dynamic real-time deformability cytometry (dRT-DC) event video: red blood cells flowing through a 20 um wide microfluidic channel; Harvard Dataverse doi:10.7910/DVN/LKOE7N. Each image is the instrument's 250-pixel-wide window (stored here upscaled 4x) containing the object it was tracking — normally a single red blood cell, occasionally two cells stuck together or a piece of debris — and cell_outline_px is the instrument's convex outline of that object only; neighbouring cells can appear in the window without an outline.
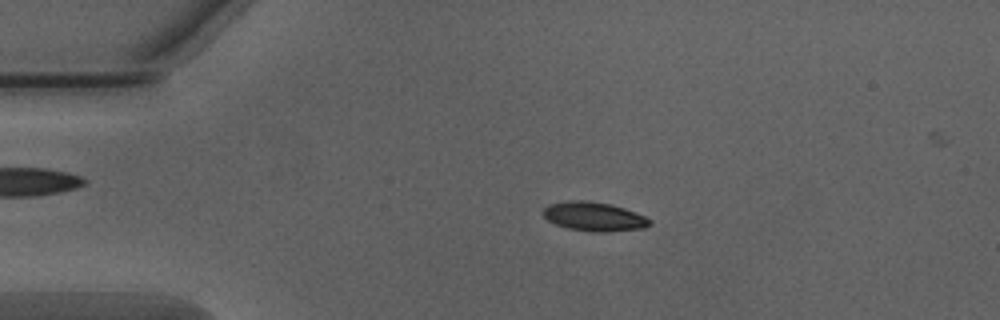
{"species": "Egyptian fruit bat (a non-hibernating species)", "species_latin": "Rousettus aegyptiacus", "temperature_condition": "warm", "stored_images_in_passage": 49, "camera_frame_rate_fps": 3000, "um_per_image_px": 0.085, "animal": {"sex": "male"}, "frame": {"image": 1, "passage_image": 11, "time_ms": 3.333, "image_size_px": [1000, 320], "cell_outline_px": [[652, 224], [644, 228], [604, 232], [596, 232], [568, 228], [556, 224], [548, 220], [540, 212], [548, 204], [568, 200], [588, 200], [612, 204], [636, 212], [652, 220]], "centroid_in_image_um": [50.49, 18.39], "position_along_channel_um": 34.5, "area_um2": 18.21}}
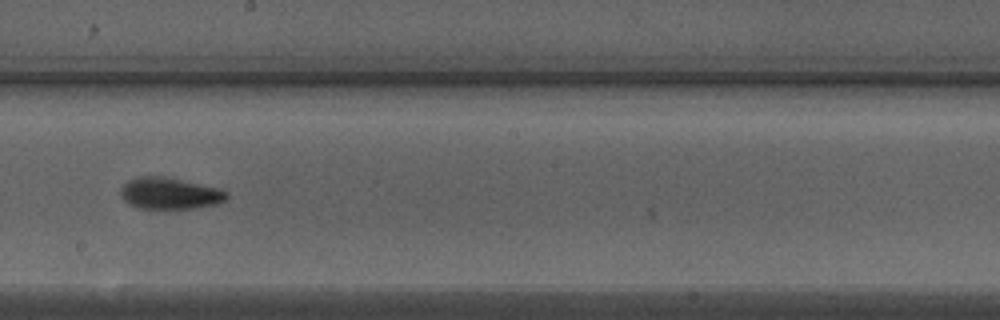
{"frame": {"image": 2, "passage_image": 29, "time_ms": 9.333, "image_size_px": [1000, 320], "cell_outline_px": [[228, 196], [224, 200], [216, 204], [196, 208], [140, 208], [128, 204], [120, 196], [120, 188], [128, 180], [136, 176], [160, 176], [220, 188], [228, 192]], "centroid_in_image_um": [14.39, 16.43], "position_along_channel_um": 233.8, "area_um2": 19.42}}
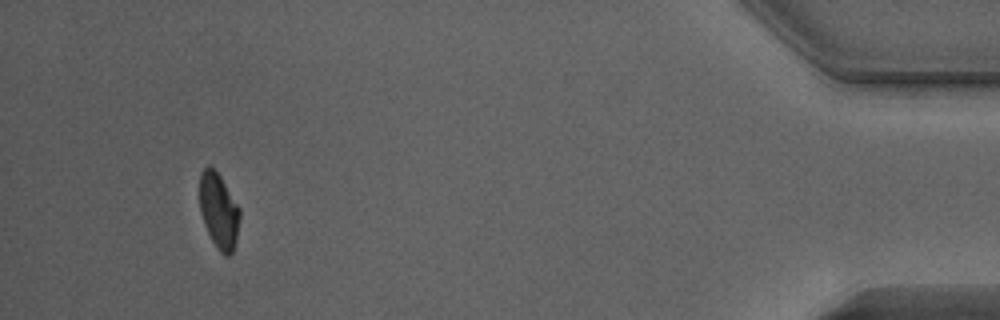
{"frame": {"image": 3, "passage_image": 48, "time_ms": 15.667, "image_size_px": [1000, 320], "cell_outline_px": [[240, 216], [236, 240], [232, 252], [228, 256], [224, 256], [216, 248], [204, 224], [200, 212], [200, 172], [208, 164], [220, 176], [240, 208]], "centroid_in_image_um": [18.59, 17.93], "position_along_channel_um": 416.6, "area_um2": 17.57}}